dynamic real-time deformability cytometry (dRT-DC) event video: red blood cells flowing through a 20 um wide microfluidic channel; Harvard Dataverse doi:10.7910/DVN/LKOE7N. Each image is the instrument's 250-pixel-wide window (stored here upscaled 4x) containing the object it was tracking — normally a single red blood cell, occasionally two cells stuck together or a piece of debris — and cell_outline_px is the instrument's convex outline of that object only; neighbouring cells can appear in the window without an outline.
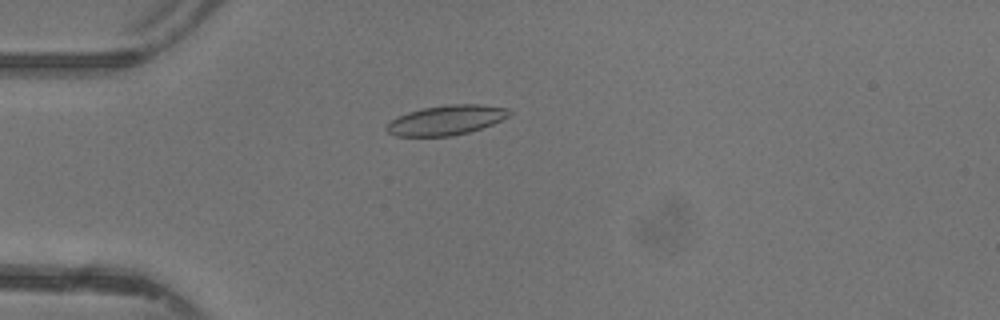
{"species": "common noctule bat (a hibernating species)", "species_latin": "Nyctalus noctula", "temperature_condition": "warm", "stored_images_in_passage": 36, "camera_frame_rate_fps": 3000, "um_per_image_px": 0.085, "animal": {"sex": "female"}, "frame": {"image": 1, "passage_image": 2, "time_ms": 0.333, "image_size_px": [1000, 320], "cell_outline_px": [[512, 112], [508, 116], [492, 124], [468, 132], [452, 136], [396, 136], [388, 132], [384, 128], [392, 120], [408, 112], [424, 108], [448, 104], [480, 104], [508, 108]], "centroid_in_image_um": [37.94, 10.21], "position_along_channel_um": 47.1, "area_um2": 21.04}}
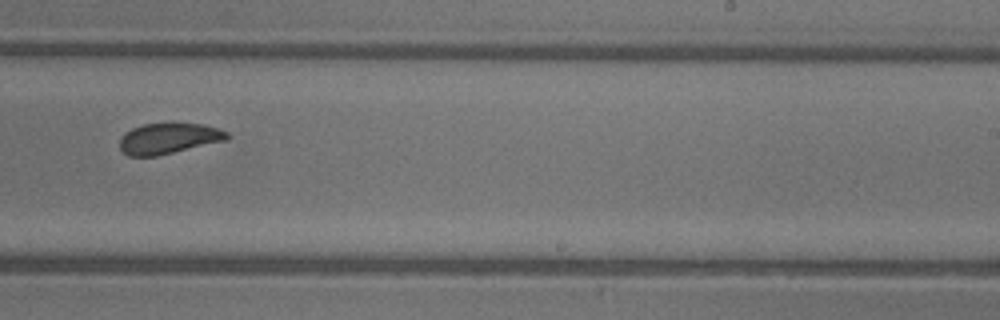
{"frame": {"image": 2, "passage_image": 19, "time_ms": 6.0, "image_size_px": [1000, 320], "cell_outline_px": [[228, 140], [156, 156], [128, 156], [120, 148], [120, 136], [132, 128], [144, 124], [200, 124], [216, 128], [228, 132]], "centroid_in_image_um": [14.31, 11.78], "position_along_channel_um": 274.7, "area_um2": 18.96}}
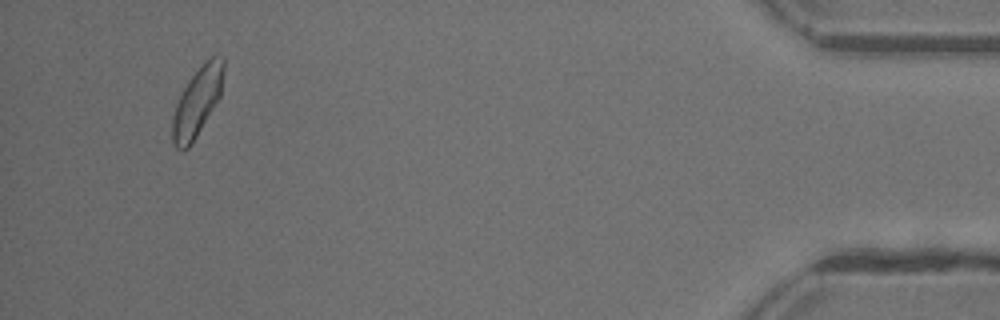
{"frame": {"image": 3, "passage_image": 34, "time_ms": 11.0, "image_size_px": [1000, 320], "cell_outline_px": [[224, 72], [220, 96], [192, 144], [184, 152], [176, 148], [172, 140], [172, 116], [176, 104], [188, 80], [212, 56], [224, 56]], "centroid_in_image_um": [16.75, 8.7], "position_along_channel_um": 418.4, "area_um2": 20.29}, "authors_computed_cell_mechanics": {"area_um2": 20.3167, "velocity_mm_per_s": 4.3533, "shape_relaxation_time_tau1_ms": 2.8447, "shape_relaxation_time_tau2_ms": 1.6299, "deformation_change_tau1": 0.1015, "deformation_change_tau2": 0.0622}}